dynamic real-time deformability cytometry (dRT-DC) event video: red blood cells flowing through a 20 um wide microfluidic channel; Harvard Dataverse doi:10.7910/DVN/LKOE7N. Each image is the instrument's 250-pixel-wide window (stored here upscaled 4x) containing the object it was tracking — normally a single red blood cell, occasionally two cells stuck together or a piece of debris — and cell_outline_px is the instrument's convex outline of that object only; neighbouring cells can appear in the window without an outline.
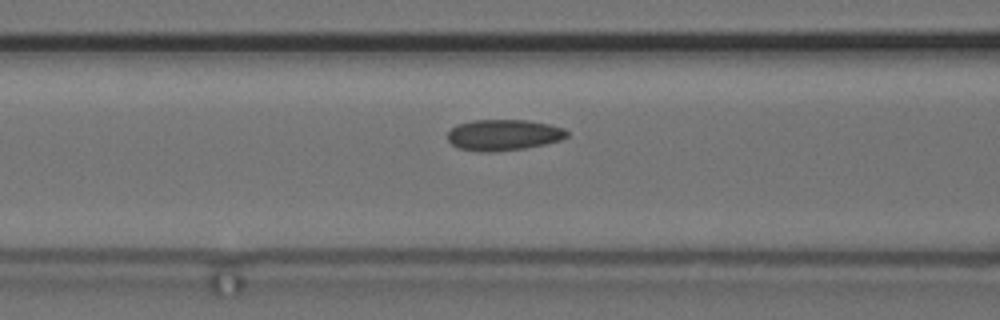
{"species": "common noctule bat (a hibernating species)", "species_latin": "Nyctalus noctula", "temperature_condition": "cold", "stored_images_in_passage": 4, "camera_frame_rate_fps": 3000, "um_per_image_px": 0.085, "animal": {"sex": "female", "body_mass_g": 24.6, "forearm_length_mm": 56.2}, "frame": {"image": 1, "passage_image": 3, "time_ms": 3.333, "image_size_px": [1000, 320], "cell_outline_px": [[568, 136], [560, 140], [544, 144], [524, 148], [496, 152], [480, 152], [460, 148], [452, 144], [448, 140], [448, 132], [456, 124], [472, 120], [528, 120], [548, 124], [564, 128], [568, 132]], "centroid_in_image_um": [42.79, 11.47], "position_along_channel_um": 123.8, "area_um2": 21.62}}
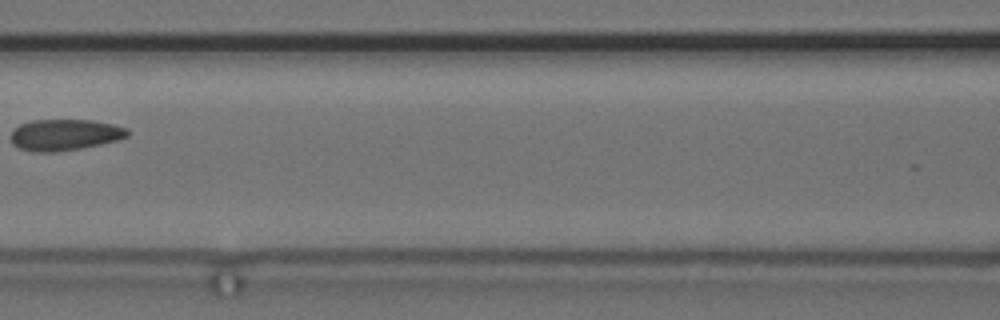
{"frame": {"image": 2, "passage_image": 4, "time_ms": 4.333, "image_size_px": [1000, 320], "cell_outline_px": [[128, 136], [116, 140], [100, 144], [80, 148], [56, 152], [32, 152], [20, 148], [12, 144], [12, 128], [20, 124], [32, 120], [92, 120], [112, 124], [128, 128]], "centroid_in_image_um": [5.47, 11.45], "position_along_channel_um": 161.1, "area_um2": 21.21}}